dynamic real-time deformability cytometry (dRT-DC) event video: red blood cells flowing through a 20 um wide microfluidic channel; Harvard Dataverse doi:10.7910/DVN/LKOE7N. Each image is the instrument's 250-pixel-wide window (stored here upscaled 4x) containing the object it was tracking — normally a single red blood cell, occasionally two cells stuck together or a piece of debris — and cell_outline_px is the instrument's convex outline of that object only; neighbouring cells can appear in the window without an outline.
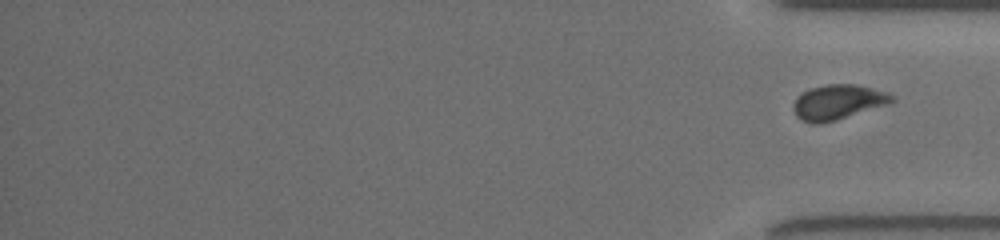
{"species": "common noctule bat (a hibernating species)", "species_latin": "Nyctalus noctula", "temperature_condition": "room temperature", "stored_images_in_passage": 33, "segment_of_instrument_passage": [2, 2], "camera_frame_rate_fps": 3000, "um_per_image_px": 0.085, "animal": {"sex": "female", "body_mass_g": 19.5, "forearm_length_mm": 54.1}, "frame": {"image": 1, "passage_image": 33, "time_ms": 10.667, "image_size_px": [1000, 240], "cell_outline_px": [[896, 100], [836, 120], [820, 124], [812, 124], [800, 120], [796, 116], [792, 108], [792, 104], [796, 96], [808, 88], [824, 84], [856, 84], [872, 88], [896, 96]], "centroid_in_image_um": [71.13, 8.67], "position_along_channel_um": 364.1, "area_um2": 20.06}}